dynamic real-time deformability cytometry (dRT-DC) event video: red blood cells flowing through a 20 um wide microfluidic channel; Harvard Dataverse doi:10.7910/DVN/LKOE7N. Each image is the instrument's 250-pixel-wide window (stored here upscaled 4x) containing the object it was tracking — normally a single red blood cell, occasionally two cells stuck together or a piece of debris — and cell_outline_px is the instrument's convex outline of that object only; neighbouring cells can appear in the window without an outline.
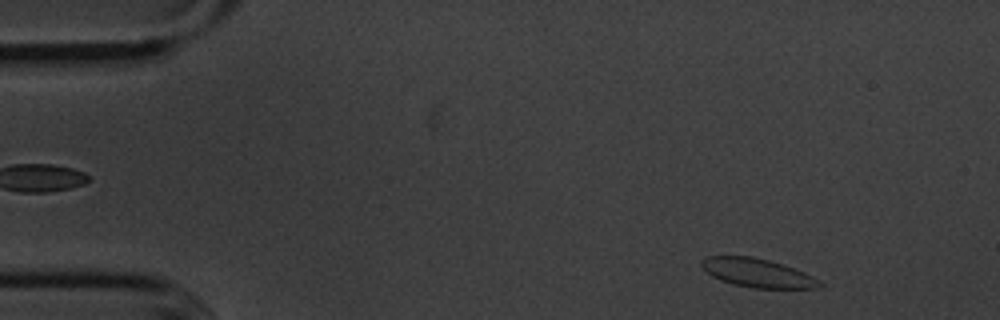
{"species": "common noctule bat (a hibernating species)", "species_latin": "Nyctalus noctula", "temperature_condition": "cold", "stored_images_in_passage": 52, "camera_frame_rate_fps": 3000, "um_per_image_px": 0.085, "animal": {"sex": "male", "body_mass_g": 20.1, "forearm_length_mm": 53.5}, "frame": {"image": 1, "passage_image": 3, "time_ms": 0.667, "image_size_px": [1000, 320], "cell_outline_px": [[824, 284], [820, 288], [752, 288], [732, 284], [720, 280], [712, 276], [700, 264], [700, 260], [704, 256], [752, 256], [768, 260], [804, 272], [820, 280]], "centroid_in_image_um": [64.37, 23.2], "position_along_channel_um": 20.6, "area_um2": 19.71}}
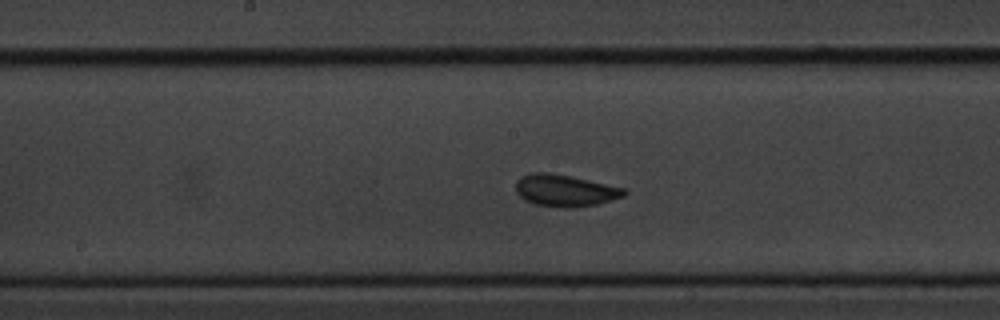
{"frame": {"image": 2, "passage_image": 25, "time_ms": 8.0, "image_size_px": [1000, 320], "cell_outline_px": [[628, 192], [624, 196], [596, 204], [536, 204], [524, 200], [516, 192], [516, 180], [520, 176], [532, 172], [548, 172], [572, 176], [624, 188]], "centroid_in_image_um": [47.99, 16.12], "position_along_channel_um": 200.2, "area_um2": 19.19}}
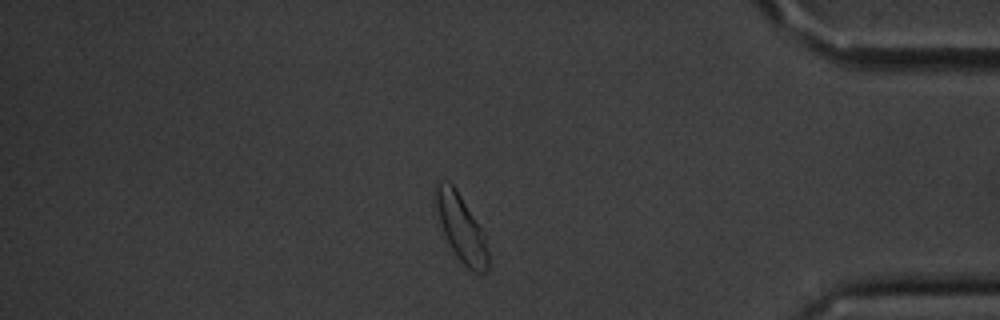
{"frame": {"image": 3, "passage_image": 44, "time_ms": 14.333, "image_size_px": [1000, 320], "cell_outline_px": [[488, 268], [484, 272], [476, 272], [468, 268], [456, 256], [444, 232], [436, 208], [432, 192], [436, 180], [448, 180], [456, 188], [484, 232], [488, 252]], "centroid_in_image_um": [39.17, 19.28], "position_along_channel_um": 396.0, "area_um2": 20.4}}